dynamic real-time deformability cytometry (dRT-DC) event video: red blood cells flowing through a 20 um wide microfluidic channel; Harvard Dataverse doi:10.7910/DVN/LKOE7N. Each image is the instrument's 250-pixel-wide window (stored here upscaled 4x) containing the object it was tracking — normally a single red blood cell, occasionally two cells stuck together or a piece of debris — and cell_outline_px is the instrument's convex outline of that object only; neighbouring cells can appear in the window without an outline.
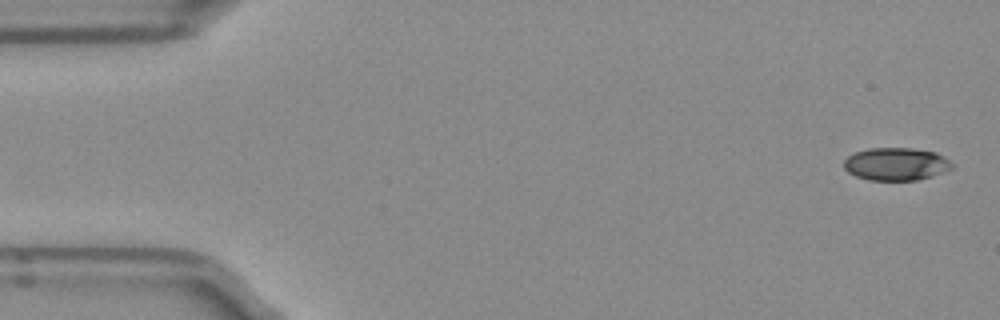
{"species": "Egyptian fruit bat (a non-hibernating species)", "species_latin": "Rousettus aegyptiacus", "temperature_condition": "room temperature", "stored_images_in_passage": 6, "camera_frame_rate_fps": 3000, "um_per_image_px": 0.085, "frame": {"image": 1, "passage_image": 1, "time_ms": 0.0, "image_size_px": [1000, 320], "cell_outline_px": [[956, 164], [952, 168], [932, 176], [916, 180], [868, 180], [856, 176], [848, 172], [844, 168], [844, 160], [848, 156], [856, 152], [868, 148], [912, 148], [936, 152], [944, 156]], "centroid_in_image_um": [76.19, 13.94], "position_along_channel_um": 8.8, "area_um2": 20.75}}
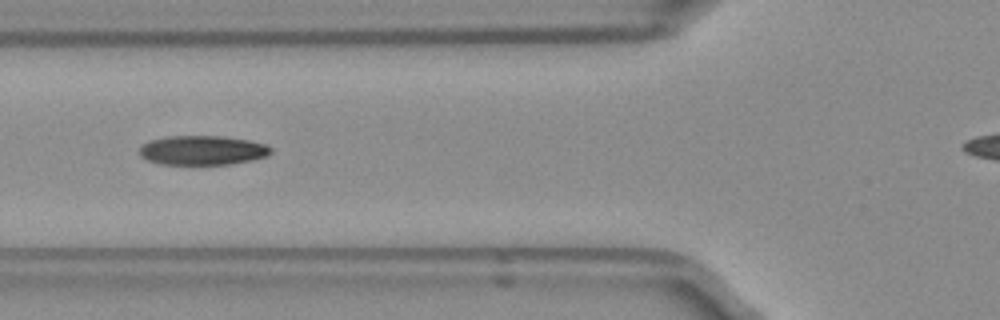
{"frame": {"image": 2, "passage_image": 6, "time_ms": 1.667, "image_size_px": [1000, 320], "cell_outline_px": [[272, 152], [268, 156], [252, 160], [232, 164], [160, 164], [148, 160], [140, 156], [140, 148], [148, 140], [168, 136], [220, 136], [248, 140], [264, 144], [272, 148]], "centroid_in_image_um": [17.22, 12.77], "position_along_channel_um": 108.6, "area_um2": 22.48}}